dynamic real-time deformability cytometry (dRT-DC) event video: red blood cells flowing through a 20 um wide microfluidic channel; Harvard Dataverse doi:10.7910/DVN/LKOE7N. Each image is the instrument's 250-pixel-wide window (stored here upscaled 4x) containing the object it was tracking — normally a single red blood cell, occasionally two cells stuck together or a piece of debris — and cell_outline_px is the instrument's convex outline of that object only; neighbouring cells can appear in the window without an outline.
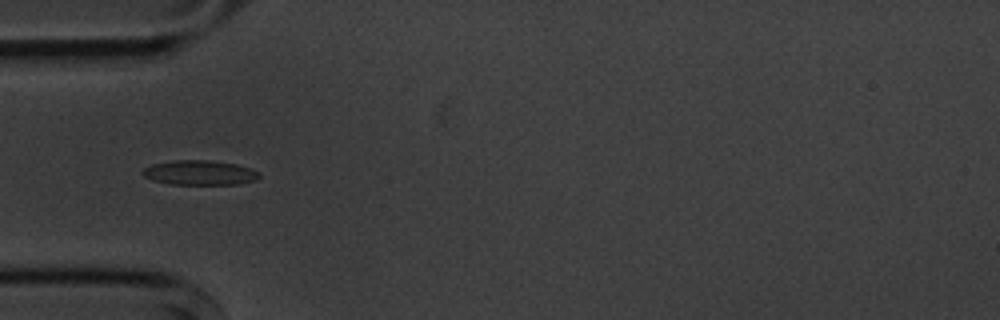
{"species": "common noctule bat (a hibernating species)", "species_latin": "Nyctalus noctula", "temperature_condition": "cold", "stored_images_in_passage": 6, "camera_frame_rate_fps": 3000, "um_per_image_px": 0.085, "animal": {"sex": "male", "body_mass_g": 20.1, "forearm_length_mm": 53.5}, "frame": {"image": 1, "passage_image": 4, "time_ms": 3.333, "image_size_px": [1000, 320], "cell_outline_px": [[260, 176], [256, 180], [236, 184], [168, 184], [152, 180], [144, 176], [140, 172], [144, 168], [152, 164], [172, 160], [208, 160], [236, 164], [260, 172]], "centroid_in_image_um": [16.94, 14.68], "position_along_channel_um": 68.1, "area_um2": 16.76}}
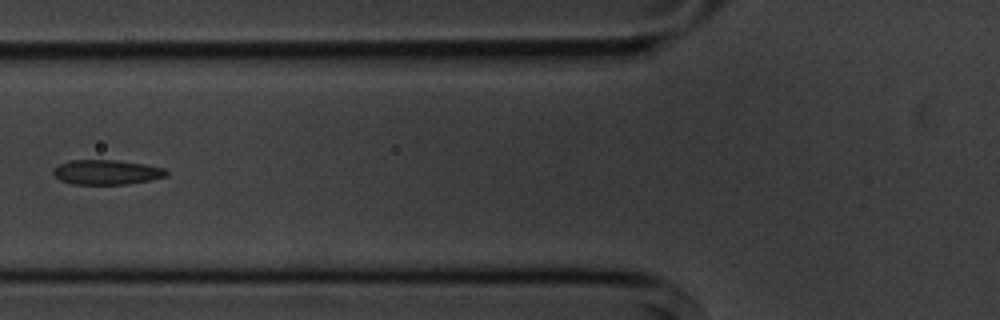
{"frame": {"image": 2, "passage_image": 5, "time_ms": 4.667, "image_size_px": [1000, 320], "cell_outline_px": [[168, 176], [128, 184], [72, 184], [60, 180], [52, 172], [60, 164], [72, 160], [116, 160], [144, 164], [164, 168], [168, 172]], "centroid_in_image_um": [9.08, 14.64], "position_along_channel_um": 116.7, "area_um2": 16.13}}
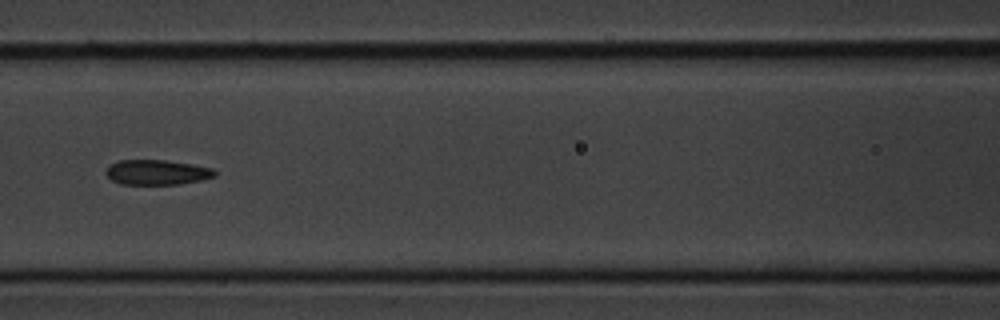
{"frame": {"image": 3, "passage_image": 6, "time_ms": 5.667, "image_size_px": [1000, 320], "cell_outline_px": [[216, 176], [200, 180], [176, 184], [120, 184], [112, 180], [104, 172], [112, 164], [120, 160], [164, 160], [212, 168], [216, 172]], "centroid_in_image_um": [13.32, 14.65], "position_along_channel_um": 153.3, "area_um2": 15.55}}